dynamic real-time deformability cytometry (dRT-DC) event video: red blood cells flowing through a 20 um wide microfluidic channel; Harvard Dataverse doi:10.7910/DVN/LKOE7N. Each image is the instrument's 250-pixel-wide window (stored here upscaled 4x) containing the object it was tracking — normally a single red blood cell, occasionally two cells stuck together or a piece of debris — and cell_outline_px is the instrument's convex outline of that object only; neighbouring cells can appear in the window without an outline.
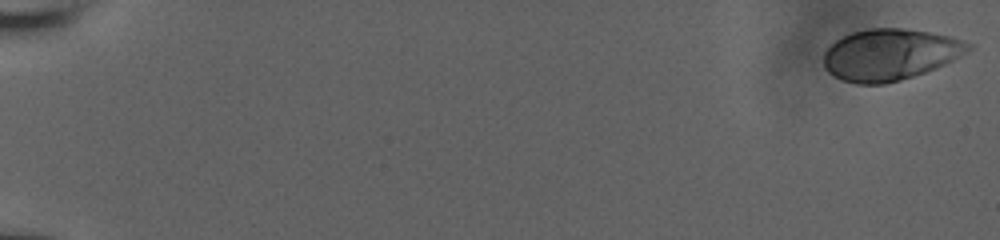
{"species": "human", "species_latin": "Homo sapiens", "temperature_condition": "room temperature", "stored_images_in_passage": 19, "camera_frame_rate_fps": 3000, "um_per_image_px": 0.085, "donor": {"sex": "male"}, "frame": {"image": 1, "passage_image": 1, "time_ms": 0.0, "image_size_px": [1000, 240], "cell_outline_px": [[972, 48], [952, 60], [936, 68], [900, 80], [884, 84], [856, 84], [844, 80], [828, 72], [824, 68], [824, 52], [836, 40], [852, 32], [868, 28], [904, 28], [932, 32], [952, 36], [972, 44]], "centroid_in_image_um": [75.65, 4.62], "position_along_channel_um": 9.4, "area_um2": 43.18}}
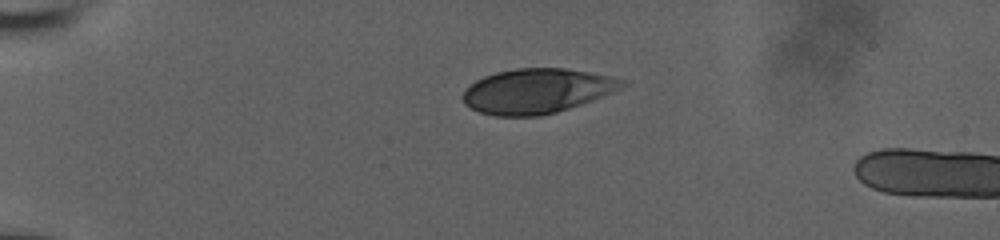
{"frame": {"image": 2, "passage_image": 15, "time_ms": 4.667, "image_size_px": [1000, 240], "cell_outline_px": [[628, 84], [612, 92], [592, 100], [556, 112], [540, 116], [496, 116], [480, 112], [464, 104], [460, 96], [476, 80], [484, 76], [496, 72], [516, 68], [564, 68], [612, 76], [628, 80]], "centroid_in_image_um": [45.64, 7.73], "position_along_channel_um": 39.4, "area_um2": 41.44}}